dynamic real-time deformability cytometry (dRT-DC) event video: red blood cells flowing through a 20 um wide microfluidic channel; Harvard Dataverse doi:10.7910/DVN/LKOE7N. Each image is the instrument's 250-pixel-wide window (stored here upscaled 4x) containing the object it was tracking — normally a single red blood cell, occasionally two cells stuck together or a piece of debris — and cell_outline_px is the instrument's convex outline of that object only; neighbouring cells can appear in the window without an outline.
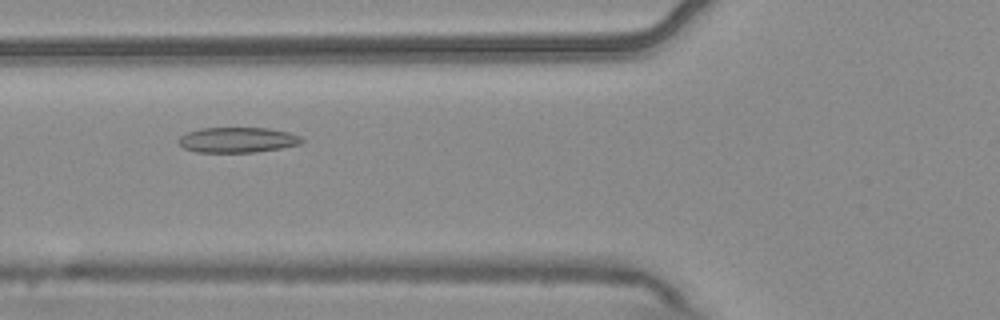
{"species": "common noctule bat (a hibernating species)", "species_latin": "Nyctalus noctula", "temperature_condition": "warm", "stored_images_in_passage": 8, "camera_frame_rate_fps": 3000, "um_per_image_px": 0.085, "animal": {"sex": "male", "body_mass_g": 20.4}, "frame": {"image": 1, "passage_image": 6, "time_ms": 1.667, "image_size_px": [1000, 320], "cell_outline_px": [[304, 140], [300, 144], [280, 148], [252, 152], [196, 152], [184, 148], [176, 140], [180, 136], [188, 132], [200, 128], [268, 128], [288, 132], [300, 136]], "centroid_in_image_um": [20.16, 11.89], "position_along_channel_um": 105.6, "area_um2": 18.09}}
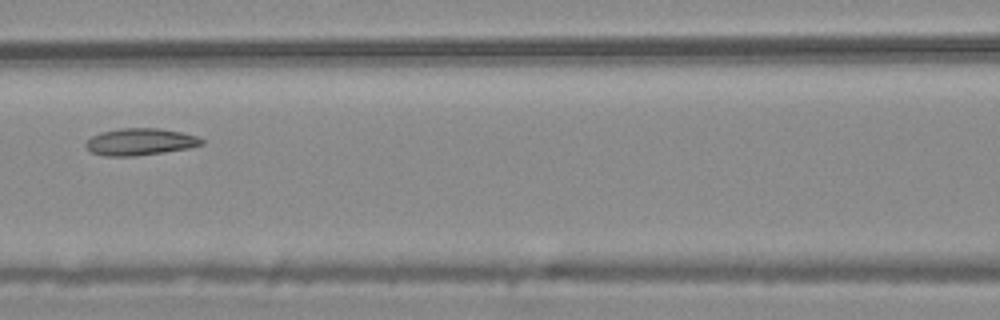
{"frame": {"image": 2, "passage_image": 7, "time_ms": 2.0, "image_size_px": [1000, 320], "cell_outline_px": [[204, 144], [188, 148], [164, 152], [136, 156], [104, 156], [92, 152], [84, 144], [92, 136], [100, 132], [120, 128], [156, 128], [180, 132], [196, 136], [204, 140]], "centroid_in_image_um": [11.9, 12.05], "position_along_channel_um": 154.7, "area_um2": 18.09}}
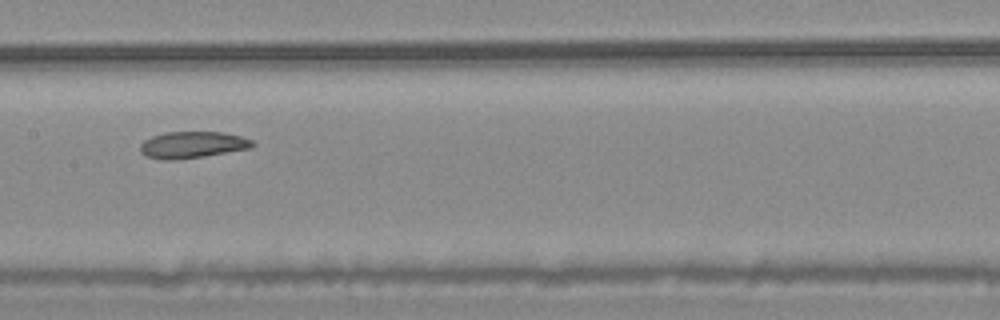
{"frame": {"image": 3, "passage_image": 8, "time_ms": 2.333, "image_size_px": [1000, 320], "cell_outline_px": [[256, 144], [252, 148], [204, 156], [172, 160], [164, 160], [144, 156], [140, 152], [140, 144], [144, 140], [152, 136], [164, 132], [224, 132], [240, 136], [252, 140]], "centroid_in_image_um": [16.34, 12.31], "position_along_channel_um": 191.1, "area_um2": 17.51}}